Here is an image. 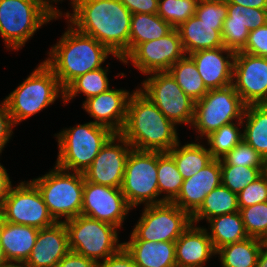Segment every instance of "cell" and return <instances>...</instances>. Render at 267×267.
<instances>
[{
  "label": "cell",
  "mask_w": 267,
  "mask_h": 267,
  "mask_svg": "<svg viewBox=\"0 0 267 267\" xmlns=\"http://www.w3.org/2000/svg\"><path fill=\"white\" fill-rule=\"evenodd\" d=\"M0 267H27L25 263L22 262H13V261H7L0 265Z\"/></svg>",
  "instance_id": "obj_51"
},
{
  "label": "cell",
  "mask_w": 267,
  "mask_h": 267,
  "mask_svg": "<svg viewBox=\"0 0 267 267\" xmlns=\"http://www.w3.org/2000/svg\"><path fill=\"white\" fill-rule=\"evenodd\" d=\"M8 260L6 259L5 257V254H4V251H3V248H2V245L0 243V265L7 262Z\"/></svg>",
  "instance_id": "obj_53"
},
{
  "label": "cell",
  "mask_w": 267,
  "mask_h": 267,
  "mask_svg": "<svg viewBox=\"0 0 267 267\" xmlns=\"http://www.w3.org/2000/svg\"><path fill=\"white\" fill-rule=\"evenodd\" d=\"M120 134L138 150L168 152L179 142L177 126L138 89L129 97Z\"/></svg>",
  "instance_id": "obj_2"
},
{
  "label": "cell",
  "mask_w": 267,
  "mask_h": 267,
  "mask_svg": "<svg viewBox=\"0 0 267 267\" xmlns=\"http://www.w3.org/2000/svg\"><path fill=\"white\" fill-rule=\"evenodd\" d=\"M132 13L157 14L158 0H120Z\"/></svg>",
  "instance_id": "obj_46"
},
{
  "label": "cell",
  "mask_w": 267,
  "mask_h": 267,
  "mask_svg": "<svg viewBox=\"0 0 267 267\" xmlns=\"http://www.w3.org/2000/svg\"><path fill=\"white\" fill-rule=\"evenodd\" d=\"M131 149V145L120 133H114L83 173L84 179L98 185L121 188Z\"/></svg>",
  "instance_id": "obj_15"
},
{
  "label": "cell",
  "mask_w": 267,
  "mask_h": 267,
  "mask_svg": "<svg viewBox=\"0 0 267 267\" xmlns=\"http://www.w3.org/2000/svg\"><path fill=\"white\" fill-rule=\"evenodd\" d=\"M96 265L94 260L69 251L55 267H96Z\"/></svg>",
  "instance_id": "obj_47"
},
{
  "label": "cell",
  "mask_w": 267,
  "mask_h": 267,
  "mask_svg": "<svg viewBox=\"0 0 267 267\" xmlns=\"http://www.w3.org/2000/svg\"><path fill=\"white\" fill-rule=\"evenodd\" d=\"M70 251L64 222L39 229L34 247L27 258V267H55Z\"/></svg>",
  "instance_id": "obj_22"
},
{
  "label": "cell",
  "mask_w": 267,
  "mask_h": 267,
  "mask_svg": "<svg viewBox=\"0 0 267 267\" xmlns=\"http://www.w3.org/2000/svg\"><path fill=\"white\" fill-rule=\"evenodd\" d=\"M264 241L248 237L216 251L222 267H255Z\"/></svg>",
  "instance_id": "obj_31"
},
{
  "label": "cell",
  "mask_w": 267,
  "mask_h": 267,
  "mask_svg": "<svg viewBox=\"0 0 267 267\" xmlns=\"http://www.w3.org/2000/svg\"><path fill=\"white\" fill-rule=\"evenodd\" d=\"M67 31L47 53L43 62L54 72L63 89L74 79L103 66L111 54L106 46L92 36L79 32L68 21Z\"/></svg>",
  "instance_id": "obj_3"
},
{
  "label": "cell",
  "mask_w": 267,
  "mask_h": 267,
  "mask_svg": "<svg viewBox=\"0 0 267 267\" xmlns=\"http://www.w3.org/2000/svg\"><path fill=\"white\" fill-rule=\"evenodd\" d=\"M177 28L167 35L138 44L124 59L144 75L168 71L179 59L185 56ZM129 61V62H128ZM132 61V62H131Z\"/></svg>",
  "instance_id": "obj_14"
},
{
  "label": "cell",
  "mask_w": 267,
  "mask_h": 267,
  "mask_svg": "<svg viewBox=\"0 0 267 267\" xmlns=\"http://www.w3.org/2000/svg\"><path fill=\"white\" fill-rule=\"evenodd\" d=\"M222 184L219 159H213L206 167L184 179L178 196L172 201L191 216L203 204L205 197Z\"/></svg>",
  "instance_id": "obj_21"
},
{
  "label": "cell",
  "mask_w": 267,
  "mask_h": 267,
  "mask_svg": "<svg viewBox=\"0 0 267 267\" xmlns=\"http://www.w3.org/2000/svg\"><path fill=\"white\" fill-rule=\"evenodd\" d=\"M157 179L160 196L165 202H172L179 194L183 177L173 157L168 152L158 151Z\"/></svg>",
  "instance_id": "obj_35"
},
{
  "label": "cell",
  "mask_w": 267,
  "mask_h": 267,
  "mask_svg": "<svg viewBox=\"0 0 267 267\" xmlns=\"http://www.w3.org/2000/svg\"><path fill=\"white\" fill-rule=\"evenodd\" d=\"M177 30L186 55L199 50L224 46L222 41L223 24H208L193 15Z\"/></svg>",
  "instance_id": "obj_24"
},
{
  "label": "cell",
  "mask_w": 267,
  "mask_h": 267,
  "mask_svg": "<svg viewBox=\"0 0 267 267\" xmlns=\"http://www.w3.org/2000/svg\"><path fill=\"white\" fill-rule=\"evenodd\" d=\"M174 28L158 14L136 13L131 16L129 53L138 45L159 39Z\"/></svg>",
  "instance_id": "obj_30"
},
{
  "label": "cell",
  "mask_w": 267,
  "mask_h": 267,
  "mask_svg": "<svg viewBox=\"0 0 267 267\" xmlns=\"http://www.w3.org/2000/svg\"><path fill=\"white\" fill-rule=\"evenodd\" d=\"M58 97L64 100V89L54 72L42 61L5 101L17 126L19 122L52 105Z\"/></svg>",
  "instance_id": "obj_5"
},
{
  "label": "cell",
  "mask_w": 267,
  "mask_h": 267,
  "mask_svg": "<svg viewBox=\"0 0 267 267\" xmlns=\"http://www.w3.org/2000/svg\"><path fill=\"white\" fill-rule=\"evenodd\" d=\"M149 75V76H148ZM137 88L176 126L192 124L195 102L185 94L168 71L147 74Z\"/></svg>",
  "instance_id": "obj_12"
},
{
  "label": "cell",
  "mask_w": 267,
  "mask_h": 267,
  "mask_svg": "<svg viewBox=\"0 0 267 267\" xmlns=\"http://www.w3.org/2000/svg\"><path fill=\"white\" fill-rule=\"evenodd\" d=\"M39 229L6 222L0 218V243L8 261L25 263L38 236Z\"/></svg>",
  "instance_id": "obj_25"
},
{
  "label": "cell",
  "mask_w": 267,
  "mask_h": 267,
  "mask_svg": "<svg viewBox=\"0 0 267 267\" xmlns=\"http://www.w3.org/2000/svg\"><path fill=\"white\" fill-rule=\"evenodd\" d=\"M168 153L173 157L183 179L192 177L213 160L209 149L195 142L182 146L179 141Z\"/></svg>",
  "instance_id": "obj_29"
},
{
  "label": "cell",
  "mask_w": 267,
  "mask_h": 267,
  "mask_svg": "<svg viewBox=\"0 0 267 267\" xmlns=\"http://www.w3.org/2000/svg\"><path fill=\"white\" fill-rule=\"evenodd\" d=\"M11 183L6 168L0 163V211L5 198L8 196L9 190L12 187Z\"/></svg>",
  "instance_id": "obj_48"
},
{
  "label": "cell",
  "mask_w": 267,
  "mask_h": 267,
  "mask_svg": "<svg viewBox=\"0 0 267 267\" xmlns=\"http://www.w3.org/2000/svg\"><path fill=\"white\" fill-rule=\"evenodd\" d=\"M232 85L246 105L267 104V58L236 52Z\"/></svg>",
  "instance_id": "obj_17"
},
{
  "label": "cell",
  "mask_w": 267,
  "mask_h": 267,
  "mask_svg": "<svg viewBox=\"0 0 267 267\" xmlns=\"http://www.w3.org/2000/svg\"><path fill=\"white\" fill-rule=\"evenodd\" d=\"M40 191L50 215L63 222L81 214L84 175L55 167L42 177L31 180ZM65 220H61L64 218Z\"/></svg>",
  "instance_id": "obj_7"
},
{
  "label": "cell",
  "mask_w": 267,
  "mask_h": 267,
  "mask_svg": "<svg viewBox=\"0 0 267 267\" xmlns=\"http://www.w3.org/2000/svg\"><path fill=\"white\" fill-rule=\"evenodd\" d=\"M246 104L233 85L209 90L194 106V117L190 127L201 137H207L223 125L242 121ZM237 120V121H236Z\"/></svg>",
  "instance_id": "obj_10"
},
{
  "label": "cell",
  "mask_w": 267,
  "mask_h": 267,
  "mask_svg": "<svg viewBox=\"0 0 267 267\" xmlns=\"http://www.w3.org/2000/svg\"><path fill=\"white\" fill-rule=\"evenodd\" d=\"M191 225L175 241L176 267H204L216 255L206 228Z\"/></svg>",
  "instance_id": "obj_23"
},
{
  "label": "cell",
  "mask_w": 267,
  "mask_h": 267,
  "mask_svg": "<svg viewBox=\"0 0 267 267\" xmlns=\"http://www.w3.org/2000/svg\"><path fill=\"white\" fill-rule=\"evenodd\" d=\"M227 3L253 7L258 9H267V0H226Z\"/></svg>",
  "instance_id": "obj_49"
},
{
  "label": "cell",
  "mask_w": 267,
  "mask_h": 267,
  "mask_svg": "<svg viewBox=\"0 0 267 267\" xmlns=\"http://www.w3.org/2000/svg\"><path fill=\"white\" fill-rule=\"evenodd\" d=\"M45 0H0V35L7 50H19L44 24L61 18Z\"/></svg>",
  "instance_id": "obj_4"
},
{
  "label": "cell",
  "mask_w": 267,
  "mask_h": 267,
  "mask_svg": "<svg viewBox=\"0 0 267 267\" xmlns=\"http://www.w3.org/2000/svg\"><path fill=\"white\" fill-rule=\"evenodd\" d=\"M266 23L267 9L227 3V18L222 30L224 47L235 53L242 51L247 44L249 32Z\"/></svg>",
  "instance_id": "obj_18"
},
{
  "label": "cell",
  "mask_w": 267,
  "mask_h": 267,
  "mask_svg": "<svg viewBox=\"0 0 267 267\" xmlns=\"http://www.w3.org/2000/svg\"><path fill=\"white\" fill-rule=\"evenodd\" d=\"M123 247L138 267H176L175 241L129 240Z\"/></svg>",
  "instance_id": "obj_26"
},
{
  "label": "cell",
  "mask_w": 267,
  "mask_h": 267,
  "mask_svg": "<svg viewBox=\"0 0 267 267\" xmlns=\"http://www.w3.org/2000/svg\"><path fill=\"white\" fill-rule=\"evenodd\" d=\"M0 218L6 222L37 229L47 228L56 223L40 191L31 180L21 181L17 186L10 188L1 208Z\"/></svg>",
  "instance_id": "obj_13"
},
{
  "label": "cell",
  "mask_w": 267,
  "mask_h": 267,
  "mask_svg": "<svg viewBox=\"0 0 267 267\" xmlns=\"http://www.w3.org/2000/svg\"><path fill=\"white\" fill-rule=\"evenodd\" d=\"M65 223L70 251L94 260L107 259L123 247L119 243V229L109 223L78 215Z\"/></svg>",
  "instance_id": "obj_8"
},
{
  "label": "cell",
  "mask_w": 267,
  "mask_h": 267,
  "mask_svg": "<svg viewBox=\"0 0 267 267\" xmlns=\"http://www.w3.org/2000/svg\"><path fill=\"white\" fill-rule=\"evenodd\" d=\"M129 240L176 241L191 225L192 216L172 202L146 205Z\"/></svg>",
  "instance_id": "obj_11"
},
{
  "label": "cell",
  "mask_w": 267,
  "mask_h": 267,
  "mask_svg": "<svg viewBox=\"0 0 267 267\" xmlns=\"http://www.w3.org/2000/svg\"><path fill=\"white\" fill-rule=\"evenodd\" d=\"M206 222L210 225L208 228L210 232L207 228L206 230L215 251L225 245L240 242L249 237L239 211L217 216Z\"/></svg>",
  "instance_id": "obj_28"
},
{
  "label": "cell",
  "mask_w": 267,
  "mask_h": 267,
  "mask_svg": "<svg viewBox=\"0 0 267 267\" xmlns=\"http://www.w3.org/2000/svg\"><path fill=\"white\" fill-rule=\"evenodd\" d=\"M195 16L208 24H224L227 18L226 0H199Z\"/></svg>",
  "instance_id": "obj_41"
},
{
  "label": "cell",
  "mask_w": 267,
  "mask_h": 267,
  "mask_svg": "<svg viewBox=\"0 0 267 267\" xmlns=\"http://www.w3.org/2000/svg\"><path fill=\"white\" fill-rule=\"evenodd\" d=\"M263 173L266 175V177H267V158L265 159V161H264V171H263Z\"/></svg>",
  "instance_id": "obj_54"
},
{
  "label": "cell",
  "mask_w": 267,
  "mask_h": 267,
  "mask_svg": "<svg viewBox=\"0 0 267 267\" xmlns=\"http://www.w3.org/2000/svg\"><path fill=\"white\" fill-rule=\"evenodd\" d=\"M255 267H267V241H264Z\"/></svg>",
  "instance_id": "obj_50"
},
{
  "label": "cell",
  "mask_w": 267,
  "mask_h": 267,
  "mask_svg": "<svg viewBox=\"0 0 267 267\" xmlns=\"http://www.w3.org/2000/svg\"><path fill=\"white\" fill-rule=\"evenodd\" d=\"M264 168L221 165L222 185L234 193H239L248 184L253 183L263 174Z\"/></svg>",
  "instance_id": "obj_38"
},
{
  "label": "cell",
  "mask_w": 267,
  "mask_h": 267,
  "mask_svg": "<svg viewBox=\"0 0 267 267\" xmlns=\"http://www.w3.org/2000/svg\"><path fill=\"white\" fill-rule=\"evenodd\" d=\"M239 211L237 193L232 192L224 185H220L212 190L204 199L200 208L192 215V223H199Z\"/></svg>",
  "instance_id": "obj_32"
},
{
  "label": "cell",
  "mask_w": 267,
  "mask_h": 267,
  "mask_svg": "<svg viewBox=\"0 0 267 267\" xmlns=\"http://www.w3.org/2000/svg\"><path fill=\"white\" fill-rule=\"evenodd\" d=\"M244 53L267 58V23L249 32Z\"/></svg>",
  "instance_id": "obj_43"
},
{
  "label": "cell",
  "mask_w": 267,
  "mask_h": 267,
  "mask_svg": "<svg viewBox=\"0 0 267 267\" xmlns=\"http://www.w3.org/2000/svg\"><path fill=\"white\" fill-rule=\"evenodd\" d=\"M96 267H138L132 256L122 247L115 254L97 263Z\"/></svg>",
  "instance_id": "obj_45"
},
{
  "label": "cell",
  "mask_w": 267,
  "mask_h": 267,
  "mask_svg": "<svg viewBox=\"0 0 267 267\" xmlns=\"http://www.w3.org/2000/svg\"><path fill=\"white\" fill-rule=\"evenodd\" d=\"M249 237L267 241V201L239 210Z\"/></svg>",
  "instance_id": "obj_39"
},
{
  "label": "cell",
  "mask_w": 267,
  "mask_h": 267,
  "mask_svg": "<svg viewBox=\"0 0 267 267\" xmlns=\"http://www.w3.org/2000/svg\"><path fill=\"white\" fill-rule=\"evenodd\" d=\"M240 126V128H239ZM242 121L223 125L205 139L213 159L224 158L238 143L243 140Z\"/></svg>",
  "instance_id": "obj_36"
},
{
  "label": "cell",
  "mask_w": 267,
  "mask_h": 267,
  "mask_svg": "<svg viewBox=\"0 0 267 267\" xmlns=\"http://www.w3.org/2000/svg\"><path fill=\"white\" fill-rule=\"evenodd\" d=\"M157 164L158 151L131 149L121 186V191L131 208L142 203L146 206L165 202L159 194Z\"/></svg>",
  "instance_id": "obj_9"
},
{
  "label": "cell",
  "mask_w": 267,
  "mask_h": 267,
  "mask_svg": "<svg viewBox=\"0 0 267 267\" xmlns=\"http://www.w3.org/2000/svg\"><path fill=\"white\" fill-rule=\"evenodd\" d=\"M242 126L243 140L265 160L267 158V104L246 105Z\"/></svg>",
  "instance_id": "obj_27"
},
{
  "label": "cell",
  "mask_w": 267,
  "mask_h": 267,
  "mask_svg": "<svg viewBox=\"0 0 267 267\" xmlns=\"http://www.w3.org/2000/svg\"><path fill=\"white\" fill-rule=\"evenodd\" d=\"M110 64H107L106 68L101 67L99 69L89 71L84 75H81L74 79L65 89H64V100L63 104L70 102L78 94L83 93L86 99L92 98L96 95L104 93L110 89L108 80V71Z\"/></svg>",
  "instance_id": "obj_34"
},
{
  "label": "cell",
  "mask_w": 267,
  "mask_h": 267,
  "mask_svg": "<svg viewBox=\"0 0 267 267\" xmlns=\"http://www.w3.org/2000/svg\"><path fill=\"white\" fill-rule=\"evenodd\" d=\"M12 117L9 113L5 99L0 103V154L4 150L3 148L13 134L12 128L14 127Z\"/></svg>",
  "instance_id": "obj_44"
},
{
  "label": "cell",
  "mask_w": 267,
  "mask_h": 267,
  "mask_svg": "<svg viewBox=\"0 0 267 267\" xmlns=\"http://www.w3.org/2000/svg\"><path fill=\"white\" fill-rule=\"evenodd\" d=\"M131 209L121 188L98 185L85 180L82 215L121 228Z\"/></svg>",
  "instance_id": "obj_16"
},
{
  "label": "cell",
  "mask_w": 267,
  "mask_h": 267,
  "mask_svg": "<svg viewBox=\"0 0 267 267\" xmlns=\"http://www.w3.org/2000/svg\"><path fill=\"white\" fill-rule=\"evenodd\" d=\"M65 19L79 32L106 46L119 61L129 54L132 13L120 0H75Z\"/></svg>",
  "instance_id": "obj_1"
},
{
  "label": "cell",
  "mask_w": 267,
  "mask_h": 267,
  "mask_svg": "<svg viewBox=\"0 0 267 267\" xmlns=\"http://www.w3.org/2000/svg\"><path fill=\"white\" fill-rule=\"evenodd\" d=\"M238 207L246 208L267 201V177L263 173L253 183L248 184L237 194Z\"/></svg>",
  "instance_id": "obj_42"
},
{
  "label": "cell",
  "mask_w": 267,
  "mask_h": 267,
  "mask_svg": "<svg viewBox=\"0 0 267 267\" xmlns=\"http://www.w3.org/2000/svg\"><path fill=\"white\" fill-rule=\"evenodd\" d=\"M132 93L123 89H112L85 99L83 109L95 120L96 124L120 133L126 120L127 104Z\"/></svg>",
  "instance_id": "obj_19"
},
{
  "label": "cell",
  "mask_w": 267,
  "mask_h": 267,
  "mask_svg": "<svg viewBox=\"0 0 267 267\" xmlns=\"http://www.w3.org/2000/svg\"><path fill=\"white\" fill-rule=\"evenodd\" d=\"M75 126L54 135L59 148L55 165L66 171L84 173L114 133L93 121Z\"/></svg>",
  "instance_id": "obj_6"
},
{
  "label": "cell",
  "mask_w": 267,
  "mask_h": 267,
  "mask_svg": "<svg viewBox=\"0 0 267 267\" xmlns=\"http://www.w3.org/2000/svg\"><path fill=\"white\" fill-rule=\"evenodd\" d=\"M264 161L255 149L242 140L224 158L220 159V165L264 168Z\"/></svg>",
  "instance_id": "obj_40"
},
{
  "label": "cell",
  "mask_w": 267,
  "mask_h": 267,
  "mask_svg": "<svg viewBox=\"0 0 267 267\" xmlns=\"http://www.w3.org/2000/svg\"><path fill=\"white\" fill-rule=\"evenodd\" d=\"M58 14H62V11H60L59 9H57L52 2L54 1V3L56 4L59 1H63V0H45ZM75 0H70L71 4L74 2Z\"/></svg>",
  "instance_id": "obj_52"
},
{
  "label": "cell",
  "mask_w": 267,
  "mask_h": 267,
  "mask_svg": "<svg viewBox=\"0 0 267 267\" xmlns=\"http://www.w3.org/2000/svg\"><path fill=\"white\" fill-rule=\"evenodd\" d=\"M199 0H158L157 14L173 28L195 15Z\"/></svg>",
  "instance_id": "obj_37"
},
{
  "label": "cell",
  "mask_w": 267,
  "mask_h": 267,
  "mask_svg": "<svg viewBox=\"0 0 267 267\" xmlns=\"http://www.w3.org/2000/svg\"><path fill=\"white\" fill-rule=\"evenodd\" d=\"M189 56L195 62L208 90L232 85L234 51L222 46L216 49L199 50L189 54Z\"/></svg>",
  "instance_id": "obj_20"
},
{
  "label": "cell",
  "mask_w": 267,
  "mask_h": 267,
  "mask_svg": "<svg viewBox=\"0 0 267 267\" xmlns=\"http://www.w3.org/2000/svg\"><path fill=\"white\" fill-rule=\"evenodd\" d=\"M168 72L194 102L202 99L209 91L197 70L195 62L189 55L179 59L170 67Z\"/></svg>",
  "instance_id": "obj_33"
}]
</instances>
